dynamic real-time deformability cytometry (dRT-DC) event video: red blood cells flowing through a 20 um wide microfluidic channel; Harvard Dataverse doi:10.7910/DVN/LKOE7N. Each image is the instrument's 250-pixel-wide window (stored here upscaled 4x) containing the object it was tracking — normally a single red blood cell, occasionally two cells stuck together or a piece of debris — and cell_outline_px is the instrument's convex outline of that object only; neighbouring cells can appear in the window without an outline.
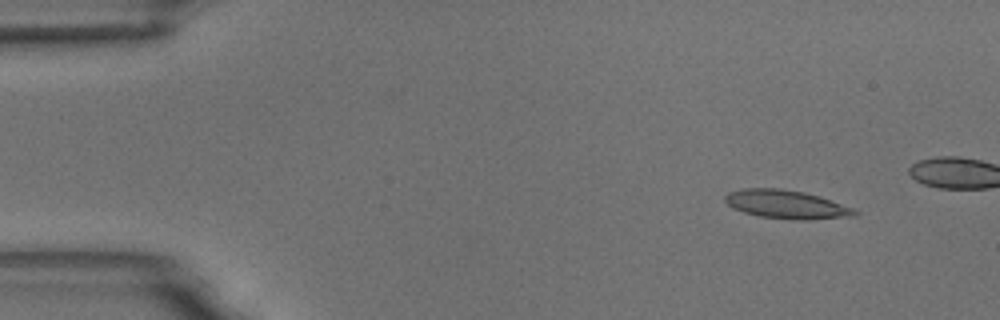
{"species": "common noctule bat (a hibernating species)", "species_latin": "Nyctalus noctula", "temperature_condition": "room temperature", "stored_images_in_passage": 18, "camera_frame_rate_fps": 3000, "um_per_image_px": 0.085, "animal": {"sex": "male", "body_mass_g": 18.8}, "frame": {"image": 1, "passage_image": 6, "time_ms": 1.667, "image_size_px": [1000, 320], "cell_outline_px": [[860, 212], [856, 216], [808, 220], [800, 220], [760, 216], [744, 212], [732, 208], [724, 200], [724, 196], [728, 192], [744, 188], [780, 188], [804, 192], [820, 196], [856, 208]], "centroid_in_image_um": [66.9, 17.37], "position_along_channel_um": 18.1, "area_um2": 21.79}}